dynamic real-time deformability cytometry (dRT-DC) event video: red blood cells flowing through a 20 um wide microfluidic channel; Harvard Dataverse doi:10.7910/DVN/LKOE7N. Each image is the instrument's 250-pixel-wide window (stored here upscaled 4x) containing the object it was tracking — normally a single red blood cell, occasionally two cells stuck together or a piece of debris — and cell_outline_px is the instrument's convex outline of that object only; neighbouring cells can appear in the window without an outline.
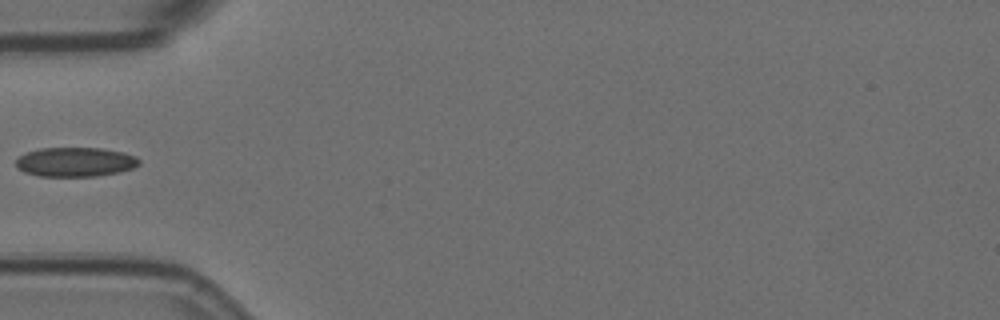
{"species": "Egyptian fruit bat (a non-hibernating species)", "species_latin": "Rousettus aegyptiacus", "temperature_condition": "room temperature", "stored_images_in_passage": 6, "camera_frame_rate_fps": 3000, "um_per_image_px": 0.085, "animal": {"sex": "female"}, "frame": {"image": 1, "passage_image": 5, "time_ms": 1.333, "image_size_px": [1000, 320], "cell_outline_px": [[140, 164], [132, 168], [120, 172], [96, 176], [40, 176], [24, 172], [16, 168], [16, 160], [24, 152], [40, 148], [100, 148], [124, 152], [136, 156], [140, 160]], "centroid_in_image_um": [6.39, 13.76], "position_along_channel_um": 78.6, "area_um2": 21.21}}
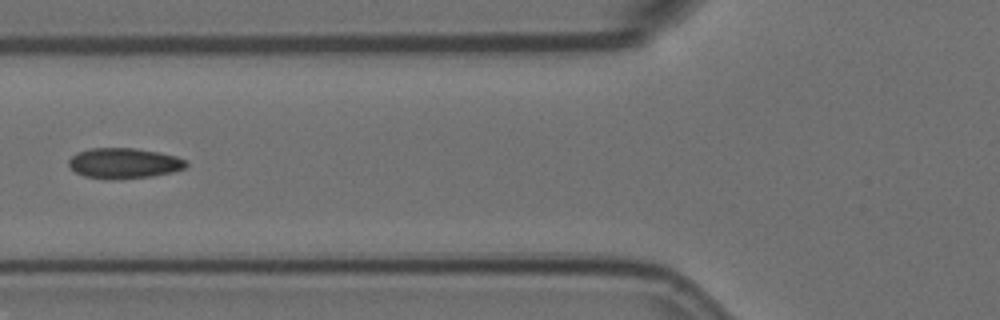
{"frame": {"image": 2, "passage_image": 6, "time_ms": 1.667, "image_size_px": [1000, 320], "cell_outline_px": [[188, 164], [184, 168], [172, 172], [152, 176], [120, 180], [112, 180], [84, 176], [76, 172], [68, 164], [68, 160], [76, 152], [88, 148], [136, 148], [160, 152], [176, 156], [188, 160]], "centroid_in_image_um": [10.55, 13.87], "position_along_channel_um": 115.3, "area_um2": 21.15}}